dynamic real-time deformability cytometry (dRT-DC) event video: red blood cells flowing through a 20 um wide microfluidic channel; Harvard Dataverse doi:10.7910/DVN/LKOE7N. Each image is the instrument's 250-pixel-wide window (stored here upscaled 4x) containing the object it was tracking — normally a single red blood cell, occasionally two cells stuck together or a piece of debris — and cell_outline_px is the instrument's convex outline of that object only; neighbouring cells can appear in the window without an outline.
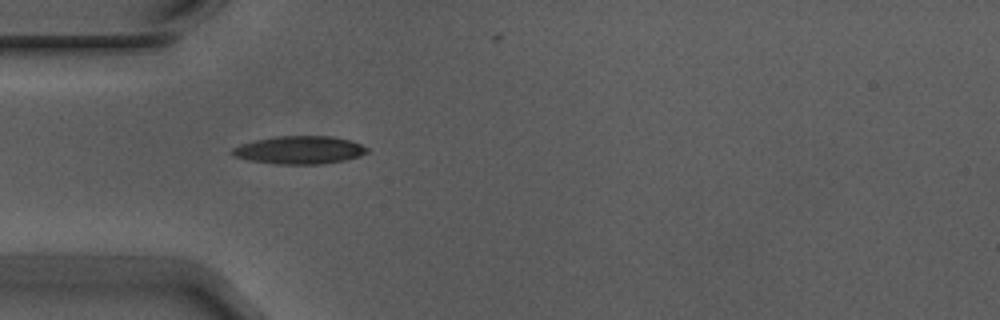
{"species": "Egyptian fruit bat (a non-hibernating species)", "species_latin": "Rousettus aegyptiacus", "temperature_condition": "warm", "stored_images_in_passage": 5, "camera_frame_rate_fps": 3000, "um_per_image_px": 0.085, "animal": {"sex": "male"}, "frame": {"image": 1, "passage_image": 4, "time_ms": 1.0, "image_size_px": [1000, 320], "cell_outline_px": [[368, 152], [360, 156], [344, 160], [324, 164], [276, 164], [248, 160], [236, 156], [228, 152], [232, 148], [240, 144], [256, 140], [276, 136], [332, 136], [352, 140], [368, 148]], "centroid_in_image_um": [25.46, 12.75], "position_along_channel_um": 59.5, "area_um2": 22.08}}